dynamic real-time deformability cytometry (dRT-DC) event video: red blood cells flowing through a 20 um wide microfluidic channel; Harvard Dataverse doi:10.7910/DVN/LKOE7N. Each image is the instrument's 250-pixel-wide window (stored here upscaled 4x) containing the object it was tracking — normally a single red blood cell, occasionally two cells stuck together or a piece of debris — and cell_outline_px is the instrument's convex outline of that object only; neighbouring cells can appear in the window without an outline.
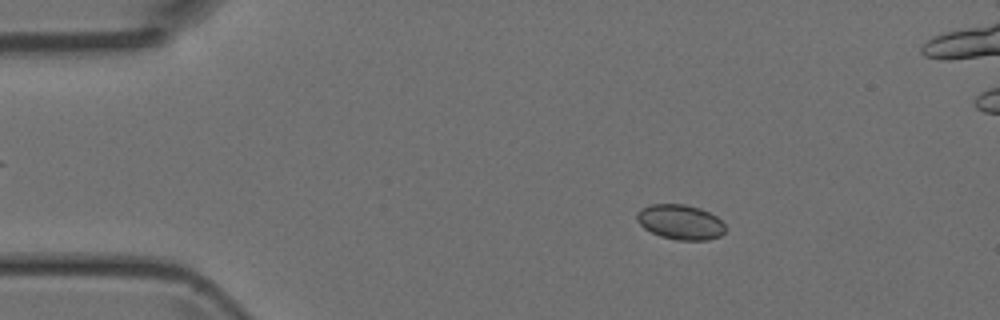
{"species": "Egyptian fruit bat (a non-hibernating species)", "species_latin": "Rousettus aegyptiacus", "temperature_condition": "room temperature", "stored_images_in_passage": 8, "camera_frame_rate_fps": 3000, "um_per_image_px": 0.085, "animal": {"sex": "female"}, "frame": {"image": 1, "passage_image": 1, "time_ms": 0.0, "image_size_px": [1000, 320], "cell_outline_px": [[724, 232], [720, 236], [708, 240], [676, 240], [660, 236], [644, 228], [636, 220], [636, 212], [640, 208], [652, 204], [684, 204], [700, 208], [716, 216], [724, 224]], "centroid_in_image_um": [57.8, 18.87], "position_along_channel_um": 27.2, "area_um2": 18.03}}
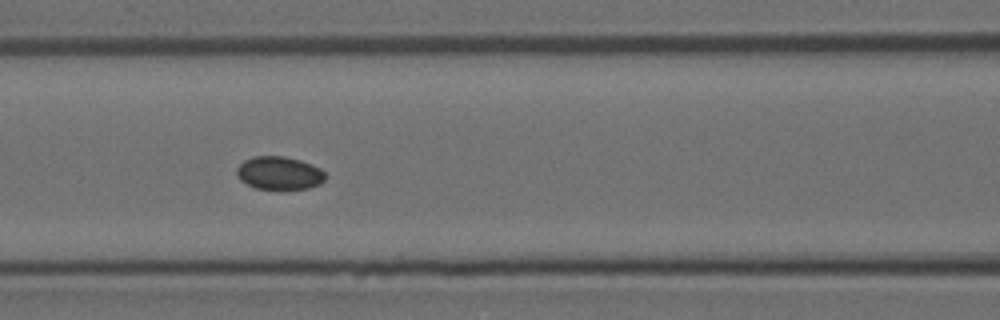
{"frame": {"image": 2, "passage_image": 5, "time_ms": 4.333, "image_size_px": [1000, 320], "cell_outline_px": [[324, 180], [320, 184], [308, 188], [284, 192], [280, 192], [256, 188], [240, 180], [236, 176], [236, 168], [244, 160], [252, 156], [284, 156], [300, 160], [320, 168], [324, 172]], "centroid_in_image_um": [23.71, 14.75], "position_along_channel_um": 142.9, "area_um2": 17.69}}
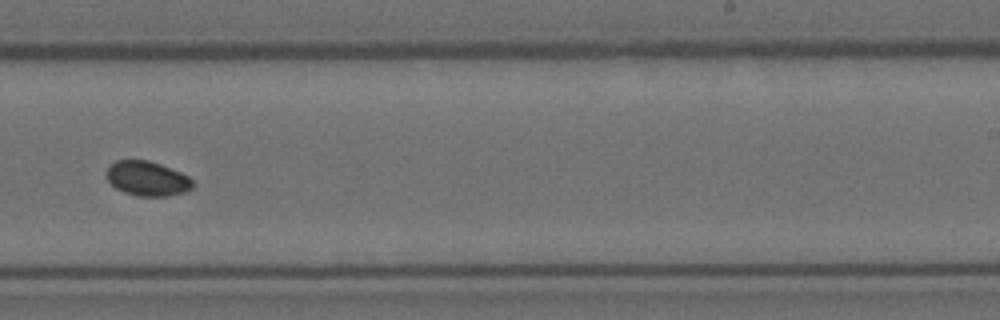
{"frame": {"image": 3, "passage_image": 8, "time_ms": 7.667, "image_size_px": [1000, 320], "cell_outline_px": [[192, 188], [184, 192], [168, 196], [136, 196], [124, 192], [116, 188], [108, 180], [108, 168], [116, 160], [148, 160], [160, 164], [180, 172], [188, 176], [192, 180]], "centroid_in_image_um": [12.53, 15.18], "position_along_channel_um": 276.5, "area_um2": 17.17}}